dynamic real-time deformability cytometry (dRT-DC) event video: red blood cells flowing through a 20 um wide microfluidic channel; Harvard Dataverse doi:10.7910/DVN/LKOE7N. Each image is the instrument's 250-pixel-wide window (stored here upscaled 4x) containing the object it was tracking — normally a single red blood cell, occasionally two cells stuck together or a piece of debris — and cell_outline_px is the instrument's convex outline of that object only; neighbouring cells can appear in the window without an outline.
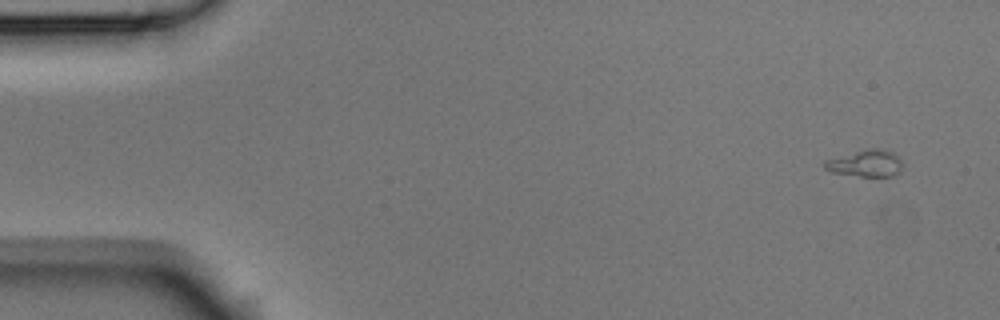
{"species": "Egyptian fruit bat (a non-hibernating species)", "species_latin": "Rousettus aegyptiacus", "temperature_condition": "room temperature", "stored_images_in_passage": 5, "camera_frame_rate_fps": 3000, "um_per_image_px": 0.085, "animal": {"sex": "male"}, "frame": {"image": 1, "passage_image": 1, "time_ms": 0.0, "image_size_px": [1000, 320], "cell_outline_px": [[904, 164], [900, 172], [892, 176], [860, 176], [832, 172], [824, 168], [824, 160], [868, 148], [884, 148], [900, 156]], "centroid_in_image_um": [73.65, 13.87], "position_along_channel_um": 11.4, "area_um2": 12.37}}